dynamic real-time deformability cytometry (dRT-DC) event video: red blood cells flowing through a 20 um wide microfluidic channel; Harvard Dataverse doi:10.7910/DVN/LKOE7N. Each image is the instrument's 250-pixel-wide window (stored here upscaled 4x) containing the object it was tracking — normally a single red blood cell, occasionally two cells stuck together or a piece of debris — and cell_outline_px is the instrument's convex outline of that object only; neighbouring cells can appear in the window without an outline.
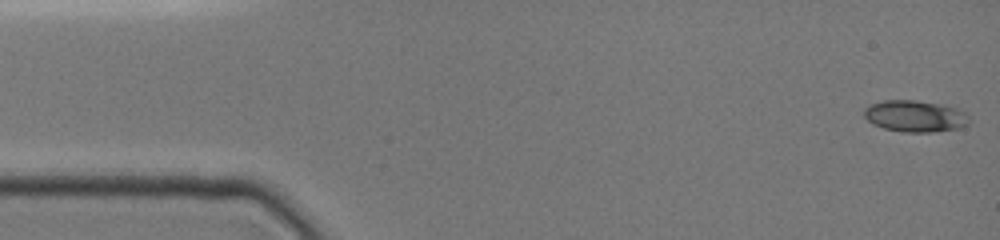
{"species": "common noctule bat (a hibernating species)", "species_latin": "Nyctalus noctula", "temperature_condition": "cold", "stored_images_in_passage": 48, "camera_frame_rate_fps": 3000, "um_per_image_px": 0.085, "animal": {"sex": "female", "body_mass_g": 19.0, "forearm_length_mm": 51.5}, "frame": {"image": 1, "passage_image": 1, "time_ms": 0.0, "image_size_px": [1000, 240], "cell_outline_px": [[964, 124], [956, 128], [932, 132], [904, 132], [884, 128], [872, 124], [864, 116], [864, 112], [872, 104], [884, 100], [912, 100], [936, 104], [952, 108], [960, 112]], "centroid_in_image_um": [77.61, 9.88], "position_along_channel_um": 7.4, "area_um2": 18.15}}
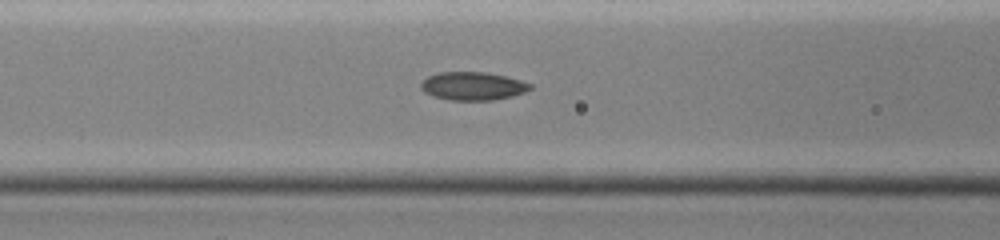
{"frame": {"image": 2, "passage_image": 19, "time_ms": 6.0, "image_size_px": [1000, 240], "cell_outline_px": [[532, 88], [524, 92], [512, 96], [492, 100], [448, 100], [432, 96], [424, 92], [420, 88], [420, 84], [428, 76], [440, 72], [484, 72], [504, 76], [520, 80], [532, 84]], "centroid_in_image_um": [40.16, 7.32], "position_along_channel_um": 126.4, "area_um2": 17.92}}
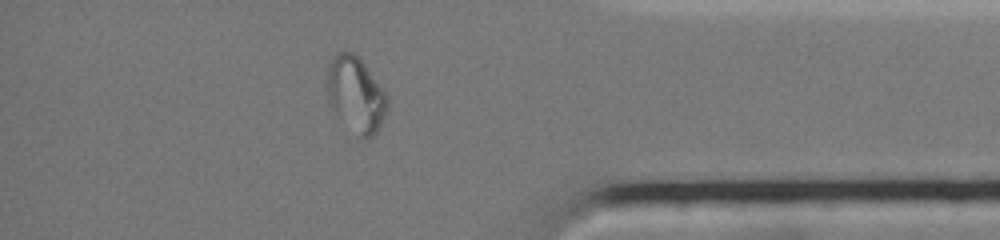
{"frame": {"image": 3, "passage_image": 41, "time_ms": 13.333, "image_size_px": [1000, 240], "cell_outline_px": [[388, 108], [376, 132], [372, 136], [356, 136], [328, 104], [324, 84], [328, 60], [336, 52], [352, 52], [360, 56], [388, 96]], "centroid_in_image_um": [30.18, 7.96], "position_along_channel_um": 405.0, "area_um2": 27.17}, "authors_computed_cell_mechanics": {"area_um2": 17.7446, "velocity_mm_per_s": 3.9736, "shape_relaxation_time_tau1_ms": null, "shape_relaxation_time_tau2_ms": 1.3342, "deformation_change_tau1": null, "deformation_change_tau2": 0.0479}}